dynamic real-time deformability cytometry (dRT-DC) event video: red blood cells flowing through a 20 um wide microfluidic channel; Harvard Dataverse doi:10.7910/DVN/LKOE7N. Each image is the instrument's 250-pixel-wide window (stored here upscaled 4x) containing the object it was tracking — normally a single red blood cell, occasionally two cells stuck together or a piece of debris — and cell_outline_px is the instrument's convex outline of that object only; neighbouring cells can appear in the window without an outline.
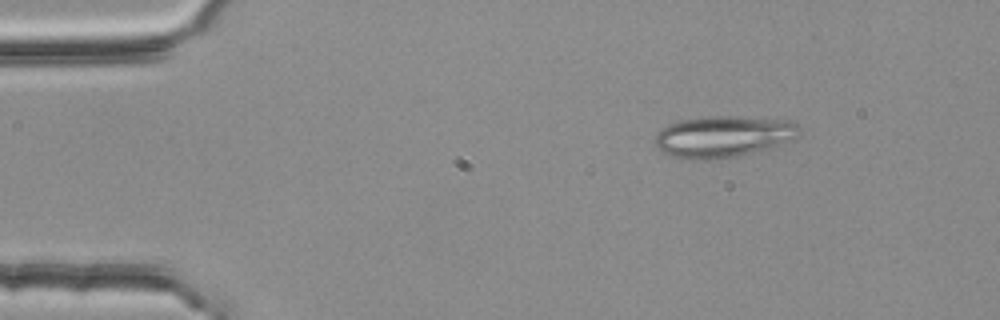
{"species": "common noctule bat (a hibernating species)", "species_latin": "Nyctalus noctula", "temperature_condition": "room temperature", "stored_images_in_passage": 3, "camera_frame_rate_fps": 3000, "um_per_image_px": 0.085, "animal": {"sex": "female", "body_mass_g": 25.1}, "frame": {"image": 1, "passage_image": 1, "time_ms": 0.0, "image_size_px": [1000, 320], "cell_outline_px": [[800, 136], [792, 140], [736, 156], [720, 160], [688, 160], [672, 156], [660, 152], [656, 148], [652, 140], [668, 124], [680, 120], [704, 116], [728, 116], [788, 120], [796, 124], [800, 128]], "centroid_in_image_um": [61.41, 11.62], "position_along_channel_um": 23.6, "area_um2": 34.97}}